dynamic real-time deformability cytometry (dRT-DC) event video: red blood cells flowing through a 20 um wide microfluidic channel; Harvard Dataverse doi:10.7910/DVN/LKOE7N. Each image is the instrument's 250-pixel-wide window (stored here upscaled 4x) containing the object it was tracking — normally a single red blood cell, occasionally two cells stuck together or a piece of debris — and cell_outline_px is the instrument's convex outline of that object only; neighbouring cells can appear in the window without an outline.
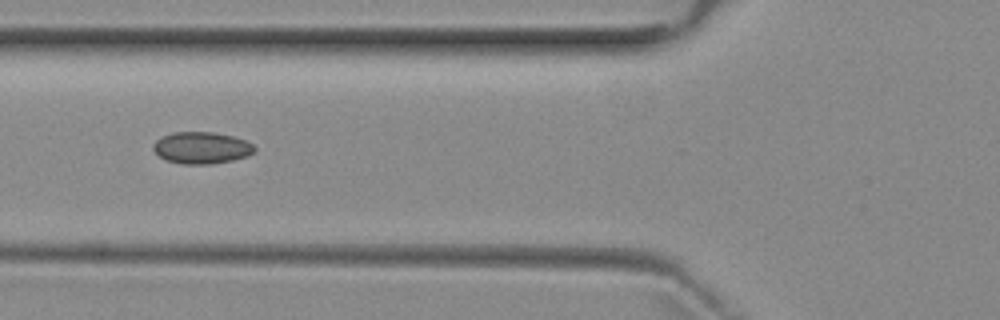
{"species": "common noctule bat (a hibernating species)", "species_latin": "Nyctalus noctula", "temperature_condition": "room temperature", "stored_images_in_passage": 7, "camera_frame_rate_fps": 3000, "um_per_image_px": 0.085, "animal": {"sex": "female", "body_mass_g": 29.2, "forearm_length_mm": 56.3}, "frame": {"image": 1, "passage_image": 5, "time_ms": 4.667, "image_size_px": [1000, 320], "cell_outline_px": [[256, 152], [248, 156], [232, 160], [212, 164], [180, 164], [168, 160], [160, 156], [152, 148], [152, 144], [156, 140], [172, 132], [212, 132], [232, 136], [244, 140], [252, 144], [256, 148]], "centroid_in_image_um": [17.15, 12.57], "position_along_channel_um": 108.7, "area_um2": 18.73}}
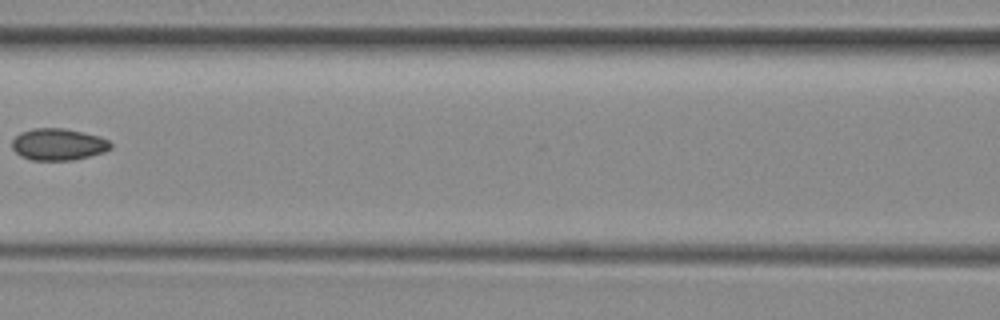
{"frame": {"image": 2, "passage_image": 6, "time_ms": 6.0, "image_size_px": [1000, 320], "cell_outline_px": [[112, 148], [104, 152], [72, 160], [32, 160], [20, 156], [12, 148], [12, 140], [20, 132], [32, 128], [64, 128], [96, 136], [108, 140], [112, 144]], "centroid_in_image_um": [4.92, 12.27], "position_along_channel_um": 161.7, "area_um2": 18.15}}
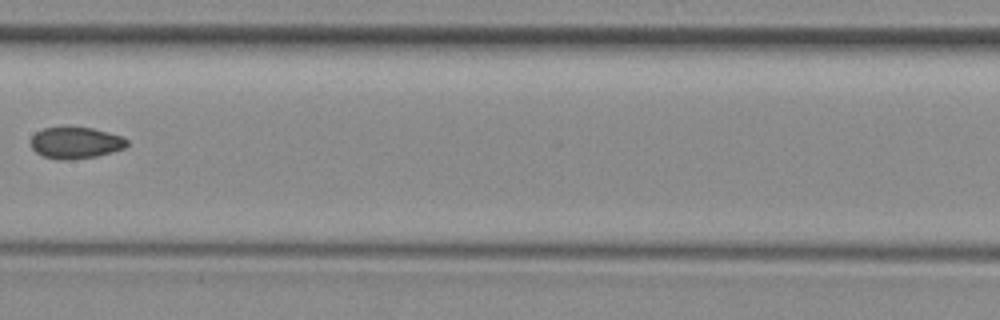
{"frame": {"image": 3, "passage_image": 7, "time_ms": 7.0, "image_size_px": [1000, 320], "cell_outline_px": [[128, 144], [124, 148], [112, 152], [96, 156], [72, 160], [60, 160], [44, 156], [36, 152], [32, 148], [32, 136], [36, 132], [44, 128], [64, 124], [92, 128], [108, 132], [120, 136], [128, 140]], "centroid_in_image_um": [6.41, 12.1], "position_along_channel_um": 201.0, "area_um2": 18.09}}